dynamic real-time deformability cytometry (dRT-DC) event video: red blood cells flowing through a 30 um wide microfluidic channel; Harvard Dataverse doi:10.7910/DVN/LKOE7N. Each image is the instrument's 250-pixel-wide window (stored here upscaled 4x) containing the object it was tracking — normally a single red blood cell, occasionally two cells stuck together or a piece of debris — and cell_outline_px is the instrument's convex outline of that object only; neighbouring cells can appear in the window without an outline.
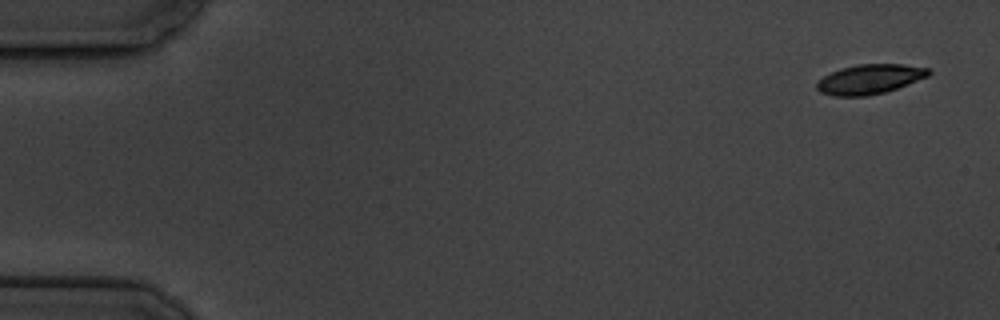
{"species": "common noctule bat (a hibernating species)", "species_latin": "Nyctalus noctula", "temperature_condition": "cold", "stored_images_in_passage": 7, "camera_frame_rate_fps": 3000, "um_per_image_px": 0.085, "animal": {"sex": "male", "body_mass_g": 19.5, "forearm_length_mm": 54.6}, "frame": {"image": 1, "passage_image": 1, "time_ms": 0.0, "image_size_px": [1000, 320], "cell_outline_px": [[932, 72], [928, 76], [908, 84], [884, 92], [868, 96], [832, 96], [820, 92], [816, 88], [816, 80], [840, 68], [856, 64], [900, 64], [928, 68]], "centroid_in_image_um": [73.88, 6.73], "position_along_channel_um": 11.1, "area_um2": 19.36}}
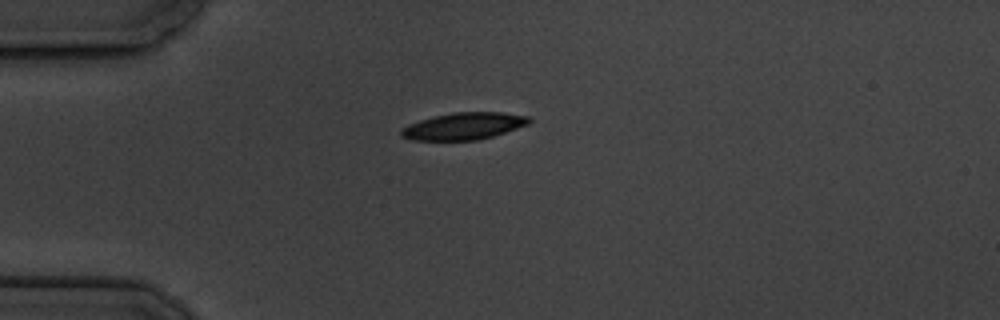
{"frame": {"image": 2, "passage_image": 4, "time_ms": 4.333, "image_size_px": [1000, 320], "cell_outline_px": [[532, 120], [528, 124], [492, 136], [476, 140], [412, 140], [400, 136], [400, 128], [408, 124], [420, 120], [452, 112], [504, 112], [528, 116]], "centroid_in_image_um": [39.39, 10.71], "position_along_channel_um": 45.6, "area_um2": 20.06}}
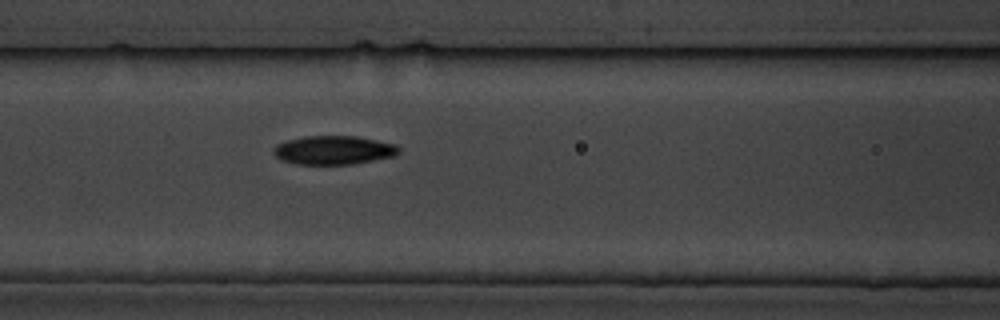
{"frame": {"image": 3, "passage_image": 7, "time_ms": 7.667, "image_size_px": [1000, 320], "cell_outline_px": [[400, 152], [396, 156], [352, 164], [296, 164], [284, 160], [276, 156], [272, 152], [272, 148], [276, 144], [288, 140], [304, 136], [356, 136], [396, 144], [400, 148]], "centroid_in_image_um": [28.38, 12.76], "position_along_channel_um": 138.2, "area_um2": 21.04}}